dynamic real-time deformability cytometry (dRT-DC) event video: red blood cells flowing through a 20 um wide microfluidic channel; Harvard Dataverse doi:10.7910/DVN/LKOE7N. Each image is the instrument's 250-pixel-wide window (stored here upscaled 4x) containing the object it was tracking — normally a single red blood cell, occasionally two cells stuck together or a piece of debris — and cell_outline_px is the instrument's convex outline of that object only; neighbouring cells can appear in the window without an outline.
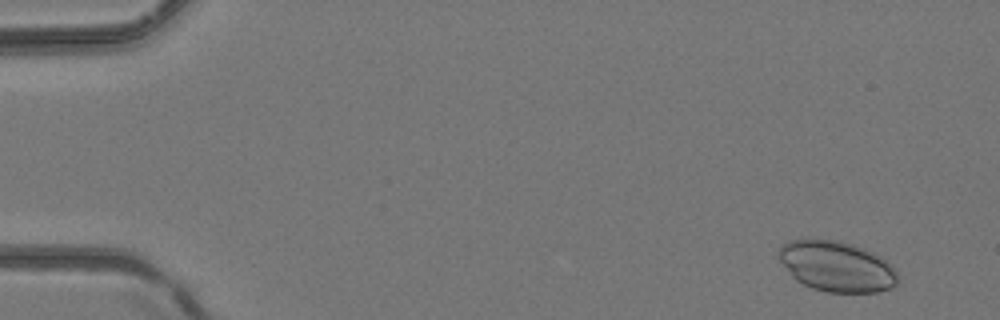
{"species": "common noctule bat (a hibernating species)", "species_latin": "Nyctalus noctula", "temperature_condition": "room temperature", "stored_images_in_passage": 24, "camera_frame_rate_fps": 3000, "um_per_image_px": 0.085, "animal": {"sex": "female", "body_mass_g": 24.6, "forearm_length_mm": 56.2}, "frame": {"image": 1, "passage_image": 3, "time_ms": 0.667, "image_size_px": [1000, 320], "cell_outline_px": [[900, 280], [896, 284], [880, 292], [824, 292], [812, 288], [796, 280], [792, 276], [776, 256], [780, 244], [792, 240], [840, 240], [864, 248], [880, 256], [892, 264]], "centroid_in_image_um": [71.11, 22.64], "position_along_channel_um": 13.9, "area_um2": 35.2}}
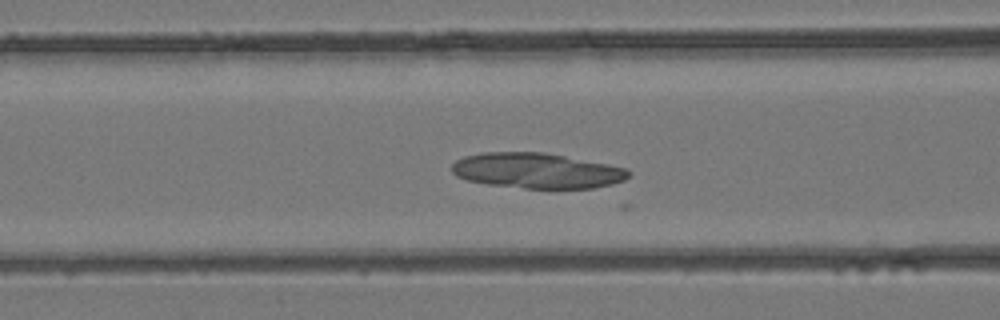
{"frame": {"image": 2, "passage_image": 18, "time_ms": 5.667, "image_size_px": [1000, 320], "cell_outline_px": [[632, 172], [624, 180], [612, 184], [592, 188], [524, 188], [488, 184], [468, 180], [456, 176], [452, 172], [452, 164], [456, 160], [464, 156], [484, 152], [544, 152], [608, 164], [628, 168]], "centroid_in_image_um": [45.64, 14.5], "position_along_channel_um": 121.0, "area_um2": 36.41}}
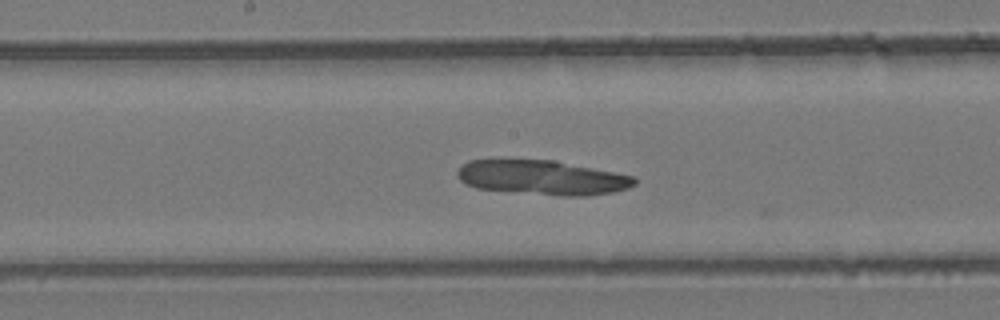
{"frame": {"image": 3, "passage_image": 23, "time_ms": 7.333, "image_size_px": [1000, 320], "cell_outline_px": [[636, 184], [628, 188], [612, 192], [588, 196], [560, 196], [476, 188], [464, 184], [456, 176], [456, 172], [468, 160], [556, 160], [636, 176]], "centroid_in_image_um": [46.12, 15.09], "position_along_channel_um": 202.1, "area_um2": 35.84}}